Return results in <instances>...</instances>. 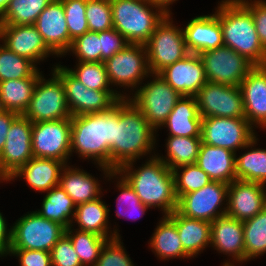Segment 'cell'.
Masks as SVG:
<instances>
[{"label":"cell","mask_w":266,"mask_h":266,"mask_svg":"<svg viewBox=\"0 0 266 266\" xmlns=\"http://www.w3.org/2000/svg\"><path fill=\"white\" fill-rule=\"evenodd\" d=\"M114 132L115 105L105 112L71 117V155L94 161L108 181L113 179Z\"/></svg>","instance_id":"obj_1"},{"label":"cell","mask_w":266,"mask_h":266,"mask_svg":"<svg viewBox=\"0 0 266 266\" xmlns=\"http://www.w3.org/2000/svg\"><path fill=\"white\" fill-rule=\"evenodd\" d=\"M156 132L129 98L120 99L115 104L113 171L143 156L152 155L157 145Z\"/></svg>","instance_id":"obj_2"},{"label":"cell","mask_w":266,"mask_h":266,"mask_svg":"<svg viewBox=\"0 0 266 266\" xmlns=\"http://www.w3.org/2000/svg\"><path fill=\"white\" fill-rule=\"evenodd\" d=\"M148 157L138 168L134 166L136 161H132L116 172L131 185L144 205L158 207L162 215H169L178 206L173 172L154 152Z\"/></svg>","instance_id":"obj_3"},{"label":"cell","mask_w":266,"mask_h":266,"mask_svg":"<svg viewBox=\"0 0 266 266\" xmlns=\"http://www.w3.org/2000/svg\"><path fill=\"white\" fill-rule=\"evenodd\" d=\"M214 12L220 21L224 46L244 56L254 66L266 65L251 12L239 0H221Z\"/></svg>","instance_id":"obj_4"},{"label":"cell","mask_w":266,"mask_h":266,"mask_svg":"<svg viewBox=\"0 0 266 266\" xmlns=\"http://www.w3.org/2000/svg\"><path fill=\"white\" fill-rule=\"evenodd\" d=\"M113 28L129 43L145 44L166 14L150 2L110 0Z\"/></svg>","instance_id":"obj_5"},{"label":"cell","mask_w":266,"mask_h":266,"mask_svg":"<svg viewBox=\"0 0 266 266\" xmlns=\"http://www.w3.org/2000/svg\"><path fill=\"white\" fill-rule=\"evenodd\" d=\"M171 16H165L144 44L151 74H158L165 67L189 54L183 28L173 24Z\"/></svg>","instance_id":"obj_6"},{"label":"cell","mask_w":266,"mask_h":266,"mask_svg":"<svg viewBox=\"0 0 266 266\" xmlns=\"http://www.w3.org/2000/svg\"><path fill=\"white\" fill-rule=\"evenodd\" d=\"M10 249H28L50 252L65 234L66 228L40 216L36 211L27 212L11 227Z\"/></svg>","instance_id":"obj_7"},{"label":"cell","mask_w":266,"mask_h":266,"mask_svg":"<svg viewBox=\"0 0 266 266\" xmlns=\"http://www.w3.org/2000/svg\"><path fill=\"white\" fill-rule=\"evenodd\" d=\"M52 68L63 82L66 101L72 116L108 111L122 99L115 90L87 88L59 63Z\"/></svg>","instance_id":"obj_8"},{"label":"cell","mask_w":266,"mask_h":266,"mask_svg":"<svg viewBox=\"0 0 266 266\" xmlns=\"http://www.w3.org/2000/svg\"><path fill=\"white\" fill-rule=\"evenodd\" d=\"M152 80L131 93V100L140 110L149 124L159 131L173 110L181 95L175 91L159 74H151Z\"/></svg>","instance_id":"obj_9"},{"label":"cell","mask_w":266,"mask_h":266,"mask_svg":"<svg viewBox=\"0 0 266 266\" xmlns=\"http://www.w3.org/2000/svg\"><path fill=\"white\" fill-rule=\"evenodd\" d=\"M104 64L112 87L130 88L129 90L134 92L139 85H142L144 79L152 78L144 44L129 43L120 52L107 59Z\"/></svg>","instance_id":"obj_10"},{"label":"cell","mask_w":266,"mask_h":266,"mask_svg":"<svg viewBox=\"0 0 266 266\" xmlns=\"http://www.w3.org/2000/svg\"><path fill=\"white\" fill-rule=\"evenodd\" d=\"M52 77L40 76L24 116L32 123L71 118L62 80L52 71Z\"/></svg>","instance_id":"obj_11"},{"label":"cell","mask_w":266,"mask_h":266,"mask_svg":"<svg viewBox=\"0 0 266 266\" xmlns=\"http://www.w3.org/2000/svg\"><path fill=\"white\" fill-rule=\"evenodd\" d=\"M32 153L36 158L56 159L65 165L71 157V118L32 123Z\"/></svg>","instance_id":"obj_12"},{"label":"cell","mask_w":266,"mask_h":266,"mask_svg":"<svg viewBox=\"0 0 266 266\" xmlns=\"http://www.w3.org/2000/svg\"><path fill=\"white\" fill-rule=\"evenodd\" d=\"M228 187L224 182L211 181L199 190L182 195L177 211L188 218L213 222L226 215Z\"/></svg>","instance_id":"obj_13"},{"label":"cell","mask_w":266,"mask_h":266,"mask_svg":"<svg viewBox=\"0 0 266 266\" xmlns=\"http://www.w3.org/2000/svg\"><path fill=\"white\" fill-rule=\"evenodd\" d=\"M255 130L245 117H207L201 121V140L214 147L241 150L256 136Z\"/></svg>","instance_id":"obj_14"},{"label":"cell","mask_w":266,"mask_h":266,"mask_svg":"<svg viewBox=\"0 0 266 266\" xmlns=\"http://www.w3.org/2000/svg\"><path fill=\"white\" fill-rule=\"evenodd\" d=\"M202 60L207 82L239 86L254 65L227 46L198 54Z\"/></svg>","instance_id":"obj_15"},{"label":"cell","mask_w":266,"mask_h":266,"mask_svg":"<svg viewBox=\"0 0 266 266\" xmlns=\"http://www.w3.org/2000/svg\"><path fill=\"white\" fill-rule=\"evenodd\" d=\"M32 122L19 114L11 123L0 153V183L7 181L19 168L33 158Z\"/></svg>","instance_id":"obj_16"},{"label":"cell","mask_w":266,"mask_h":266,"mask_svg":"<svg viewBox=\"0 0 266 266\" xmlns=\"http://www.w3.org/2000/svg\"><path fill=\"white\" fill-rule=\"evenodd\" d=\"M195 99L202 118L245 117L239 86L207 82L196 93Z\"/></svg>","instance_id":"obj_17"},{"label":"cell","mask_w":266,"mask_h":266,"mask_svg":"<svg viewBox=\"0 0 266 266\" xmlns=\"http://www.w3.org/2000/svg\"><path fill=\"white\" fill-rule=\"evenodd\" d=\"M0 43L36 67L39 62L55 53L46 45L34 24L0 25Z\"/></svg>","instance_id":"obj_18"},{"label":"cell","mask_w":266,"mask_h":266,"mask_svg":"<svg viewBox=\"0 0 266 266\" xmlns=\"http://www.w3.org/2000/svg\"><path fill=\"white\" fill-rule=\"evenodd\" d=\"M209 246L233 258H230L232 261L225 259L222 266H236L235 263L243 265L245 262L243 221L223 215L211 222Z\"/></svg>","instance_id":"obj_19"},{"label":"cell","mask_w":266,"mask_h":266,"mask_svg":"<svg viewBox=\"0 0 266 266\" xmlns=\"http://www.w3.org/2000/svg\"><path fill=\"white\" fill-rule=\"evenodd\" d=\"M266 186L235 179L229 184L226 215L239 221L253 218L266 207Z\"/></svg>","instance_id":"obj_20"},{"label":"cell","mask_w":266,"mask_h":266,"mask_svg":"<svg viewBox=\"0 0 266 266\" xmlns=\"http://www.w3.org/2000/svg\"><path fill=\"white\" fill-rule=\"evenodd\" d=\"M158 74L181 96H195L207 83L202 60L194 53H189Z\"/></svg>","instance_id":"obj_21"},{"label":"cell","mask_w":266,"mask_h":266,"mask_svg":"<svg viewBox=\"0 0 266 266\" xmlns=\"http://www.w3.org/2000/svg\"><path fill=\"white\" fill-rule=\"evenodd\" d=\"M34 25L56 57L68 55L67 51L73 40L69 36L61 0H52L40 13Z\"/></svg>","instance_id":"obj_22"},{"label":"cell","mask_w":266,"mask_h":266,"mask_svg":"<svg viewBox=\"0 0 266 266\" xmlns=\"http://www.w3.org/2000/svg\"><path fill=\"white\" fill-rule=\"evenodd\" d=\"M245 118L255 129L266 128V65L254 66L239 85ZM258 125V126H257ZM255 126V127H254Z\"/></svg>","instance_id":"obj_23"},{"label":"cell","mask_w":266,"mask_h":266,"mask_svg":"<svg viewBox=\"0 0 266 266\" xmlns=\"http://www.w3.org/2000/svg\"><path fill=\"white\" fill-rule=\"evenodd\" d=\"M183 31L189 53L199 54L224 46L220 21L215 13L192 18Z\"/></svg>","instance_id":"obj_24"},{"label":"cell","mask_w":266,"mask_h":266,"mask_svg":"<svg viewBox=\"0 0 266 266\" xmlns=\"http://www.w3.org/2000/svg\"><path fill=\"white\" fill-rule=\"evenodd\" d=\"M64 166L63 162L56 159L33 157L6 182L22 177L34 191L48 192L59 185L60 174Z\"/></svg>","instance_id":"obj_25"},{"label":"cell","mask_w":266,"mask_h":266,"mask_svg":"<svg viewBox=\"0 0 266 266\" xmlns=\"http://www.w3.org/2000/svg\"><path fill=\"white\" fill-rule=\"evenodd\" d=\"M102 197L103 195L96 200L77 205L71 226L76 223L77 230L93 232L108 239L121 238L117 228L111 230L108 226L110 209L101 200Z\"/></svg>","instance_id":"obj_26"},{"label":"cell","mask_w":266,"mask_h":266,"mask_svg":"<svg viewBox=\"0 0 266 266\" xmlns=\"http://www.w3.org/2000/svg\"><path fill=\"white\" fill-rule=\"evenodd\" d=\"M201 121L195 96H181L160 128L166 127L168 136L201 137Z\"/></svg>","instance_id":"obj_27"},{"label":"cell","mask_w":266,"mask_h":266,"mask_svg":"<svg viewBox=\"0 0 266 266\" xmlns=\"http://www.w3.org/2000/svg\"><path fill=\"white\" fill-rule=\"evenodd\" d=\"M236 153L229 149L201 143L196 164L212 181L230 184L236 179Z\"/></svg>","instance_id":"obj_28"},{"label":"cell","mask_w":266,"mask_h":266,"mask_svg":"<svg viewBox=\"0 0 266 266\" xmlns=\"http://www.w3.org/2000/svg\"><path fill=\"white\" fill-rule=\"evenodd\" d=\"M69 165L63 167L59 185L72 198L74 204L77 206L101 197L102 186L98 179L79 167Z\"/></svg>","instance_id":"obj_29"},{"label":"cell","mask_w":266,"mask_h":266,"mask_svg":"<svg viewBox=\"0 0 266 266\" xmlns=\"http://www.w3.org/2000/svg\"><path fill=\"white\" fill-rule=\"evenodd\" d=\"M167 216L176 224L183 249L191 258L209 247L211 222L185 217L177 210Z\"/></svg>","instance_id":"obj_30"},{"label":"cell","mask_w":266,"mask_h":266,"mask_svg":"<svg viewBox=\"0 0 266 266\" xmlns=\"http://www.w3.org/2000/svg\"><path fill=\"white\" fill-rule=\"evenodd\" d=\"M148 244L160 260L191 259L183 249L176 224L167 215H163L159 220Z\"/></svg>","instance_id":"obj_31"},{"label":"cell","mask_w":266,"mask_h":266,"mask_svg":"<svg viewBox=\"0 0 266 266\" xmlns=\"http://www.w3.org/2000/svg\"><path fill=\"white\" fill-rule=\"evenodd\" d=\"M257 141L256 135L242 148V150L247 149L248 152L245 151L240 156L236 154V179L266 186V149L255 148Z\"/></svg>","instance_id":"obj_32"},{"label":"cell","mask_w":266,"mask_h":266,"mask_svg":"<svg viewBox=\"0 0 266 266\" xmlns=\"http://www.w3.org/2000/svg\"><path fill=\"white\" fill-rule=\"evenodd\" d=\"M38 78L0 82V109L23 115L27 110Z\"/></svg>","instance_id":"obj_33"},{"label":"cell","mask_w":266,"mask_h":266,"mask_svg":"<svg viewBox=\"0 0 266 266\" xmlns=\"http://www.w3.org/2000/svg\"><path fill=\"white\" fill-rule=\"evenodd\" d=\"M41 206V209L35 210L40 216L57 222L66 229L71 226L76 205L60 185L46 193Z\"/></svg>","instance_id":"obj_34"},{"label":"cell","mask_w":266,"mask_h":266,"mask_svg":"<svg viewBox=\"0 0 266 266\" xmlns=\"http://www.w3.org/2000/svg\"><path fill=\"white\" fill-rule=\"evenodd\" d=\"M166 141L167 156L156 155L170 170L197 162L201 137L168 136Z\"/></svg>","instance_id":"obj_35"},{"label":"cell","mask_w":266,"mask_h":266,"mask_svg":"<svg viewBox=\"0 0 266 266\" xmlns=\"http://www.w3.org/2000/svg\"><path fill=\"white\" fill-rule=\"evenodd\" d=\"M65 234L70 238L83 266H95L100 252L108 240L93 232L80 231L70 226Z\"/></svg>","instance_id":"obj_36"},{"label":"cell","mask_w":266,"mask_h":266,"mask_svg":"<svg viewBox=\"0 0 266 266\" xmlns=\"http://www.w3.org/2000/svg\"><path fill=\"white\" fill-rule=\"evenodd\" d=\"M245 262L266 254V207L253 218L243 221Z\"/></svg>","instance_id":"obj_37"},{"label":"cell","mask_w":266,"mask_h":266,"mask_svg":"<svg viewBox=\"0 0 266 266\" xmlns=\"http://www.w3.org/2000/svg\"><path fill=\"white\" fill-rule=\"evenodd\" d=\"M40 68L0 44V82L12 79L39 78Z\"/></svg>","instance_id":"obj_38"},{"label":"cell","mask_w":266,"mask_h":266,"mask_svg":"<svg viewBox=\"0 0 266 266\" xmlns=\"http://www.w3.org/2000/svg\"><path fill=\"white\" fill-rule=\"evenodd\" d=\"M52 0H11L0 18V25L35 24L40 13Z\"/></svg>","instance_id":"obj_39"},{"label":"cell","mask_w":266,"mask_h":266,"mask_svg":"<svg viewBox=\"0 0 266 266\" xmlns=\"http://www.w3.org/2000/svg\"><path fill=\"white\" fill-rule=\"evenodd\" d=\"M77 62L74 69L66 68L87 88L92 90H115L121 98L130 97V95L126 94L127 92L124 93L123 91L112 89L104 62Z\"/></svg>","instance_id":"obj_40"},{"label":"cell","mask_w":266,"mask_h":266,"mask_svg":"<svg viewBox=\"0 0 266 266\" xmlns=\"http://www.w3.org/2000/svg\"><path fill=\"white\" fill-rule=\"evenodd\" d=\"M113 178H116V187L120 191L117 197L116 217H126L136 221L145 215L150 207L140 201L131 185L116 171H113Z\"/></svg>","instance_id":"obj_41"},{"label":"cell","mask_w":266,"mask_h":266,"mask_svg":"<svg viewBox=\"0 0 266 266\" xmlns=\"http://www.w3.org/2000/svg\"><path fill=\"white\" fill-rule=\"evenodd\" d=\"M172 172L177 199L184 194L201 189L212 181L196 163L180 166Z\"/></svg>","instance_id":"obj_42"},{"label":"cell","mask_w":266,"mask_h":266,"mask_svg":"<svg viewBox=\"0 0 266 266\" xmlns=\"http://www.w3.org/2000/svg\"><path fill=\"white\" fill-rule=\"evenodd\" d=\"M101 39L98 32L87 31L72 41L67 51L76 56L77 61L101 62Z\"/></svg>","instance_id":"obj_43"},{"label":"cell","mask_w":266,"mask_h":266,"mask_svg":"<svg viewBox=\"0 0 266 266\" xmlns=\"http://www.w3.org/2000/svg\"><path fill=\"white\" fill-rule=\"evenodd\" d=\"M65 11V20L72 40L89 31L86 19L87 0H61Z\"/></svg>","instance_id":"obj_44"},{"label":"cell","mask_w":266,"mask_h":266,"mask_svg":"<svg viewBox=\"0 0 266 266\" xmlns=\"http://www.w3.org/2000/svg\"><path fill=\"white\" fill-rule=\"evenodd\" d=\"M86 19L89 31L101 32L113 28L110 0H87Z\"/></svg>","instance_id":"obj_45"},{"label":"cell","mask_w":266,"mask_h":266,"mask_svg":"<svg viewBox=\"0 0 266 266\" xmlns=\"http://www.w3.org/2000/svg\"><path fill=\"white\" fill-rule=\"evenodd\" d=\"M125 250L121 238L108 239L95 266H135Z\"/></svg>","instance_id":"obj_46"},{"label":"cell","mask_w":266,"mask_h":266,"mask_svg":"<svg viewBox=\"0 0 266 266\" xmlns=\"http://www.w3.org/2000/svg\"><path fill=\"white\" fill-rule=\"evenodd\" d=\"M52 266H83L70 238L64 234L50 251Z\"/></svg>","instance_id":"obj_47"},{"label":"cell","mask_w":266,"mask_h":266,"mask_svg":"<svg viewBox=\"0 0 266 266\" xmlns=\"http://www.w3.org/2000/svg\"><path fill=\"white\" fill-rule=\"evenodd\" d=\"M98 34L101 39V62H105L129 44L126 38L114 28Z\"/></svg>","instance_id":"obj_48"},{"label":"cell","mask_w":266,"mask_h":266,"mask_svg":"<svg viewBox=\"0 0 266 266\" xmlns=\"http://www.w3.org/2000/svg\"><path fill=\"white\" fill-rule=\"evenodd\" d=\"M252 14L254 25L260 40L266 50V1L239 0Z\"/></svg>","instance_id":"obj_49"},{"label":"cell","mask_w":266,"mask_h":266,"mask_svg":"<svg viewBox=\"0 0 266 266\" xmlns=\"http://www.w3.org/2000/svg\"><path fill=\"white\" fill-rule=\"evenodd\" d=\"M9 256H16L20 266H52L51 254L47 251L10 249Z\"/></svg>","instance_id":"obj_50"},{"label":"cell","mask_w":266,"mask_h":266,"mask_svg":"<svg viewBox=\"0 0 266 266\" xmlns=\"http://www.w3.org/2000/svg\"><path fill=\"white\" fill-rule=\"evenodd\" d=\"M18 115L13 111L0 109V153L4 148L10 125Z\"/></svg>","instance_id":"obj_51"},{"label":"cell","mask_w":266,"mask_h":266,"mask_svg":"<svg viewBox=\"0 0 266 266\" xmlns=\"http://www.w3.org/2000/svg\"><path fill=\"white\" fill-rule=\"evenodd\" d=\"M6 220L0 212V257H7L11 246V226L8 228Z\"/></svg>","instance_id":"obj_52"},{"label":"cell","mask_w":266,"mask_h":266,"mask_svg":"<svg viewBox=\"0 0 266 266\" xmlns=\"http://www.w3.org/2000/svg\"><path fill=\"white\" fill-rule=\"evenodd\" d=\"M175 1L177 0H149L152 5L160 8L166 15L173 14L171 13V9L169 7L173 4V2L175 3Z\"/></svg>","instance_id":"obj_53"},{"label":"cell","mask_w":266,"mask_h":266,"mask_svg":"<svg viewBox=\"0 0 266 266\" xmlns=\"http://www.w3.org/2000/svg\"><path fill=\"white\" fill-rule=\"evenodd\" d=\"M10 1L11 0H0V18L3 16L5 11L7 10Z\"/></svg>","instance_id":"obj_54"}]
</instances>
